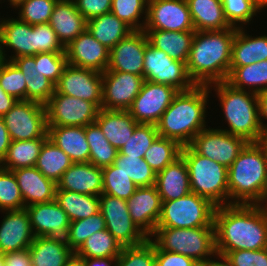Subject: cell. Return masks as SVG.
I'll use <instances>...</instances> for the list:
<instances>
[{"instance_id": "836d02e7", "label": "cell", "mask_w": 267, "mask_h": 266, "mask_svg": "<svg viewBox=\"0 0 267 266\" xmlns=\"http://www.w3.org/2000/svg\"><path fill=\"white\" fill-rule=\"evenodd\" d=\"M241 27L236 28L230 66H245L267 60V36H247Z\"/></svg>"}, {"instance_id": "f35d334b", "label": "cell", "mask_w": 267, "mask_h": 266, "mask_svg": "<svg viewBox=\"0 0 267 266\" xmlns=\"http://www.w3.org/2000/svg\"><path fill=\"white\" fill-rule=\"evenodd\" d=\"M72 164L69 156L47 138L41 147L35 167L57 184Z\"/></svg>"}, {"instance_id": "1f68e13d", "label": "cell", "mask_w": 267, "mask_h": 266, "mask_svg": "<svg viewBox=\"0 0 267 266\" xmlns=\"http://www.w3.org/2000/svg\"><path fill=\"white\" fill-rule=\"evenodd\" d=\"M31 263L35 266H64L74 251L66 240L35 237L29 247Z\"/></svg>"}, {"instance_id": "681fc988", "label": "cell", "mask_w": 267, "mask_h": 266, "mask_svg": "<svg viewBox=\"0 0 267 266\" xmlns=\"http://www.w3.org/2000/svg\"><path fill=\"white\" fill-rule=\"evenodd\" d=\"M0 85L17 100H26V82L23 73L12 62L0 58Z\"/></svg>"}, {"instance_id": "8992f818", "label": "cell", "mask_w": 267, "mask_h": 266, "mask_svg": "<svg viewBox=\"0 0 267 266\" xmlns=\"http://www.w3.org/2000/svg\"><path fill=\"white\" fill-rule=\"evenodd\" d=\"M191 192L205 197L216 206L231 204L228 191V168L198 154L190 145L182 146Z\"/></svg>"}, {"instance_id": "60d3db41", "label": "cell", "mask_w": 267, "mask_h": 266, "mask_svg": "<svg viewBox=\"0 0 267 266\" xmlns=\"http://www.w3.org/2000/svg\"><path fill=\"white\" fill-rule=\"evenodd\" d=\"M122 245L107 230L93 233L75 252L82 258L118 257Z\"/></svg>"}, {"instance_id": "cb8c5ba5", "label": "cell", "mask_w": 267, "mask_h": 266, "mask_svg": "<svg viewBox=\"0 0 267 266\" xmlns=\"http://www.w3.org/2000/svg\"><path fill=\"white\" fill-rule=\"evenodd\" d=\"M24 200L29 205L49 202L55 199L57 184L45 177L35 166L13 170Z\"/></svg>"}, {"instance_id": "f5cc1de1", "label": "cell", "mask_w": 267, "mask_h": 266, "mask_svg": "<svg viewBox=\"0 0 267 266\" xmlns=\"http://www.w3.org/2000/svg\"><path fill=\"white\" fill-rule=\"evenodd\" d=\"M221 2L225 18L234 28H237L238 22L249 23L258 10H261L254 0H221Z\"/></svg>"}, {"instance_id": "83f0119b", "label": "cell", "mask_w": 267, "mask_h": 266, "mask_svg": "<svg viewBox=\"0 0 267 266\" xmlns=\"http://www.w3.org/2000/svg\"><path fill=\"white\" fill-rule=\"evenodd\" d=\"M155 186L162 201L178 199L191 192L187 165L181 155L156 173Z\"/></svg>"}, {"instance_id": "7a4b0ae2", "label": "cell", "mask_w": 267, "mask_h": 266, "mask_svg": "<svg viewBox=\"0 0 267 266\" xmlns=\"http://www.w3.org/2000/svg\"><path fill=\"white\" fill-rule=\"evenodd\" d=\"M236 28L195 31L187 72L195 85L211 86L225 82L229 75L232 43Z\"/></svg>"}, {"instance_id": "11a10c76", "label": "cell", "mask_w": 267, "mask_h": 266, "mask_svg": "<svg viewBox=\"0 0 267 266\" xmlns=\"http://www.w3.org/2000/svg\"><path fill=\"white\" fill-rule=\"evenodd\" d=\"M66 52L40 53V69L42 74L56 84L67 65Z\"/></svg>"}, {"instance_id": "e0dca14e", "label": "cell", "mask_w": 267, "mask_h": 266, "mask_svg": "<svg viewBox=\"0 0 267 266\" xmlns=\"http://www.w3.org/2000/svg\"><path fill=\"white\" fill-rule=\"evenodd\" d=\"M55 92L102 105V73L67 64L55 84Z\"/></svg>"}, {"instance_id": "ac0fdd59", "label": "cell", "mask_w": 267, "mask_h": 266, "mask_svg": "<svg viewBox=\"0 0 267 266\" xmlns=\"http://www.w3.org/2000/svg\"><path fill=\"white\" fill-rule=\"evenodd\" d=\"M148 42L143 30L131 32L110 50L106 71L128 72L144 77L143 60Z\"/></svg>"}, {"instance_id": "e575fe53", "label": "cell", "mask_w": 267, "mask_h": 266, "mask_svg": "<svg viewBox=\"0 0 267 266\" xmlns=\"http://www.w3.org/2000/svg\"><path fill=\"white\" fill-rule=\"evenodd\" d=\"M87 29L95 39L109 50L133 32L127 24L111 12L89 19Z\"/></svg>"}, {"instance_id": "5bb4252c", "label": "cell", "mask_w": 267, "mask_h": 266, "mask_svg": "<svg viewBox=\"0 0 267 266\" xmlns=\"http://www.w3.org/2000/svg\"><path fill=\"white\" fill-rule=\"evenodd\" d=\"M178 92L170 85L145 80L128 111L138 124L156 125Z\"/></svg>"}, {"instance_id": "003e7915", "label": "cell", "mask_w": 267, "mask_h": 266, "mask_svg": "<svg viewBox=\"0 0 267 266\" xmlns=\"http://www.w3.org/2000/svg\"><path fill=\"white\" fill-rule=\"evenodd\" d=\"M64 266H85V260L74 252Z\"/></svg>"}, {"instance_id": "5b68a950", "label": "cell", "mask_w": 267, "mask_h": 266, "mask_svg": "<svg viewBox=\"0 0 267 266\" xmlns=\"http://www.w3.org/2000/svg\"><path fill=\"white\" fill-rule=\"evenodd\" d=\"M215 91L230 130L224 131L244 138L249 143L260 142L262 130L259 124L258 96L254 92L238 90L226 82H217Z\"/></svg>"}, {"instance_id": "03108f58", "label": "cell", "mask_w": 267, "mask_h": 266, "mask_svg": "<svg viewBox=\"0 0 267 266\" xmlns=\"http://www.w3.org/2000/svg\"><path fill=\"white\" fill-rule=\"evenodd\" d=\"M218 257L221 259L219 262L218 260L206 259L205 261L199 263V266H232L229 260L221 254H217ZM222 261V262H221Z\"/></svg>"}, {"instance_id": "4fadbf2b", "label": "cell", "mask_w": 267, "mask_h": 266, "mask_svg": "<svg viewBox=\"0 0 267 266\" xmlns=\"http://www.w3.org/2000/svg\"><path fill=\"white\" fill-rule=\"evenodd\" d=\"M248 143L223 129L205 128L196 134L189 145L198 154L229 168Z\"/></svg>"}, {"instance_id": "816d5d0a", "label": "cell", "mask_w": 267, "mask_h": 266, "mask_svg": "<svg viewBox=\"0 0 267 266\" xmlns=\"http://www.w3.org/2000/svg\"><path fill=\"white\" fill-rule=\"evenodd\" d=\"M58 0H24L19 7V20L30 25L48 24Z\"/></svg>"}, {"instance_id": "ab89813d", "label": "cell", "mask_w": 267, "mask_h": 266, "mask_svg": "<svg viewBox=\"0 0 267 266\" xmlns=\"http://www.w3.org/2000/svg\"><path fill=\"white\" fill-rule=\"evenodd\" d=\"M85 134L90 149L89 163L98 168L113 164L118 150L110 144L96 122L85 126Z\"/></svg>"}, {"instance_id": "3957f363", "label": "cell", "mask_w": 267, "mask_h": 266, "mask_svg": "<svg viewBox=\"0 0 267 266\" xmlns=\"http://www.w3.org/2000/svg\"><path fill=\"white\" fill-rule=\"evenodd\" d=\"M210 87L195 85L179 91L156 124L158 135L176 140L181 146L189 145L205 125V109Z\"/></svg>"}, {"instance_id": "7bdbcfd3", "label": "cell", "mask_w": 267, "mask_h": 266, "mask_svg": "<svg viewBox=\"0 0 267 266\" xmlns=\"http://www.w3.org/2000/svg\"><path fill=\"white\" fill-rule=\"evenodd\" d=\"M182 146L173 139L158 136L144 154L147 164L157 173L181 154Z\"/></svg>"}, {"instance_id": "680465c9", "label": "cell", "mask_w": 267, "mask_h": 266, "mask_svg": "<svg viewBox=\"0 0 267 266\" xmlns=\"http://www.w3.org/2000/svg\"><path fill=\"white\" fill-rule=\"evenodd\" d=\"M198 264L186 255L160 250L155 245V266H197Z\"/></svg>"}, {"instance_id": "603a6c76", "label": "cell", "mask_w": 267, "mask_h": 266, "mask_svg": "<svg viewBox=\"0 0 267 266\" xmlns=\"http://www.w3.org/2000/svg\"><path fill=\"white\" fill-rule=\"evenodd\" d=\"M4 46H9L16 53L10 56V61L21 56L36 55L35 25L32 26L19 19H2L0 21V58L6 60Z\"/></svg>"}, {"instance_id": "6da1fadb", "label": "cell", "mask_w": 267, "mask_h": 266, "mask_svg": "<svg viewBox=\"0 0 267 266\" xmlns=\"http://www.w3.org/2000/svg\"><path fill=\"white\" fill-rule=\"evenodd\" d=\"M216 251L267 248V207L258 204L217 206L214 213Z\"/></svg>"}, {"instance_id": "ba28073f", "label": "cell", "mask_w": 267, "mask_h": 266, "mask_svg": "<svg viewBox=\"0 0 267 266\" xmlns=\"http://www.w3.org/2000/svg\"><path fill=\"white\" fill-rule=\"evenodd\" d=\"M216 207L207 198L193 192L178 199L162 201L161 215L156 227H215Z\"/></svg>"}, {"instance_id": "2644e50d", "label": "cell", "mask_w": 267, "mask_h": 266, "mask_svg": "<svg viewBox=\"0 0 267 266\" xmlns=\"http://www.w3.org/2000/svg\"><path fill=\"white\" fill-rule=\"evenodd\" d=\"M10 1V5H13L14 8H16L20 3H22L24 0H8Z\"/></svg>"}, {"instance_id": "7dc6e473", "label": "cell", "mask_w": 267, "mask_h": 266, "mask_svg": "<svg viewBox=\"0 0 267 266\" xmlns=\"http://www.w3.org/2000/svg\"><path fill=\"white\" fill-rule=\"evenodd\" d=\"M147 5L148 0H112L110 12L127 24L133 31H142L145 22L139 24V18L141 17L140 15L145 13L146 19Z\"/></svg>"}, {"instance_id": "7402d4cb", "label": "cell", "mask_w": 267, "mask_h": 266, "mask_svg": "<svg viewBox=\"0 0 267 266\" xmlns=\"http://www.w3.org/2000/svg\"><path fill=\"white\" fill-rule=\"evenodd\" d=\"M6 212L0 225V252L4 254L29 248L35 236L28 211L24 208Z\"/></svg>"}, {"instance_id": "7c38bea8", "label": "cell", "mask_w": 267, "mask_h": 266, "mask_svg": "<svg viewBox=\"0 0 267 266\" xmlns=\"http://www.w3.org/2000/svg\"><path fill=\"white\" fill-rule=\"evenodd\" d=\"M99 200L106 229L123 247L136 246L148 239L133 222L126 200L108 194H101Z\"/></svg>"}, {"instance_id": "c3c4849f", "label": "cell", "mask_w": 267, "mask_h": 266, "mask_svg": "<svg viewBox=\"0 0 267 266\" xmlns=\"http://www.w3.org/2000/svg\"><path fill=\"white\" fill-rule=\"evenodd\" d=\"M115 266H155V244L151 238L136 246H124Z\"/></svg>"}, {"instance_id": "91938a15", "label": "cell", "mask_w": 267, "mask_h": 266, "mask_svg": "<svg viewBox=\"0 0 267 266\" xmlns=\"http://www.w3.org/2000/svg\"><path fill=\"white\" fill-rule=\"evenodd\" d=\"M4 266H29L31 257L29 248L3 254Z\"/></svg>"}, {"instance_id": "4dcf8cb0", "label": "cell", "mask_w": 267, "mask_h": 266, "mask_svg": "<svg viewBox=\"0 0 267 266\" xmlns=\"http://www.w3.org/2000/svg\"><path fill=\"white\" fill-rule=\"evenodd\" d=\"M149 43L155 48L164 51L170 58L186 63L195 35V30L166 31L143 30Z\"/></svg>"}, {"instance_id": "f907efd6", "label": "cell", "mask_w": 267, "mask_h": 266, "mask_svg": "<svg viewBox=\"0 0 267 266\" xmlns=\"http://www.w3.org/2000/svg\"><path fill=\"white\" fill-rule=\"evenodd\" d=\"M0 209L3 211L24 209V200L13 171L0 167Z\"/></svg>"}, {"instance_id": "d6986e66", "label": "cell", "mask_w": 267, "mask_h": 266, "mask_svg": "<svg viewBox=\"0 0 267 266\" xmlns=\"http://www.w3.org/2000/svg\"><path fill=\"white\" fill-rule=\"evenodd\" d=\"M29 213L35 237H51L66 240L70 219L56 200L25 207Z\"/></svg>"}, {"instance_id": "9c48e42d", "label": "cell", "mask_w": 267, "mask_h": 266, "mask_svg": "<svg viewBox=\"0 0 267 266\" xmlns=\"http://www.w3.org/2000/svg\"><path fill=\"white\" fill-rule=\"evenodd\" d=\"M143 71L144 80L167 84L178 91H187L195 86L188 75L186 63L170 58L149 42L145 48Z\"/></svg>"}, {"instance_id": "89a4df30", "label": "cell", "mask_w": 267, "mask_h": 266, "mask_svg": "<svg viewBox=\"0 0 267 266\" xmlns=\"http://www.w3.org/2000/svg\"><path fill=\"white\" fill-rule=\"evenodd\" d=\"M256 5L262 10L263 7L267 6V0H254Z\"/></svg>"}, {"instance_id": "f1b7e54d", "label": "cell", "mask_w": 267, "mask_h": 266, "mask_svg": "<svg viewBox=\"0 0 267 266\" xmlns=\"http://www.w3.org/2000/svg\"><path fill=\"white\" fill-rule=\"evenodd\" d=\"M48 138L63 150L73 163H88L90 149L83 126H47Z\"/></svg>"}, {"instance_id": "94428289", "label": "cell", "mask_w": 267, "mask_h": 266, "mask_svg": "<svg viewBox=\"0 0 267 266\" xmlns=\"http://www.w3.org/2000/svg\"><path fill=\"white\" fill-rule=\"evenodd\" d=\"M11 139L3 117H0V163L6 157Z\"/></svg>"}, {"instance_id": "bcb514c9", "label": "cell", "mask_w": 267, "mask_h": 266, "mask_svg": "<svg viewBox=\"0 0 267 266\" xmlns=\"http://www.w3.org/2000/svg\"><path fill=\"white\" fill-rule=\"evenodd\" d=\"M158 136L156 125L138 124L132 136H130L125 145L119 149V153L127 156L144 158L145 152Z\"/></svg>"}, {"instance_id": "8d00e7d4", "label": "cell", "mask_w": 267, "mask_h": 266, "mask_svg": "<svg viewBox=\"0 0 267 266\" xmlns=\"http://www.w3.org/2000/svg\"><path fill=\"white\" fill-rule=\"evenodd\" d=\"M55 200L70 221L82 220L100 211L99 196L56 189Z\"/></svg>"}, {"instance_id": "753ad0ef", "label": "cell", "mask_w": 267, "mask_h": 266, "mask_svg": "<svg viewBox=\"0 0 267 266\" xmlns=\"http://www.w3.org/2000/svg\"><path fill=\"white\" fill-rule=\"evenodd\" d=\"M264 201L267 203V187H266V190H265V194H264V198H263V203ZM267 207V204L265 205Z\"/></svg>"}, {"instance_id": "484cf974", "label": "cell", "mask_w": 267, "mask_h": 266, "mask_svg": "<svg viewBox=\"0 0 267 266\" xmlns=\"http://www.w3.org/2000/svg\"><path fill=\"white\" fill-rule=\"evenodd\" d=\"M23 73L26 82V100L45 105L55 92V84L42 74L40 53L11 60Z\"/></svg>"}, {"instance_id": "30bf717a", "label": "cell", "mask_w": 267, "mask_h": 266, "mask_svg": "<svg viewBox=\"0 0 267 266\" xmlns=\"http://www.w3.org/2000/svg\"><path fill=\"white\" fill-rule=\"evenodd\" d=\"M11 141L48 137L45 105L18 100L3 116Z\"/></svg>"}, {"instance_id": "f6af8a7d", "label": "cell", "mask_w": 267, "mask_h": 266, "mask_svg": "<svg viewBox=\"0 0 267 266\" xmlns=\"http://www.w3.org/2000/svg\"><path fill=\"white\" fill-rule=\"evenodd\" d=\"M106 229L102 213L78 221H71L68 229L67 245L76 252L93 233Z\"/></svg>"}, {"instance_id": "6125c7cd", "label": "cell", "mask_w": 267, "mask_h": 266, "mask_svg": "<svg viewBox=\"0 0 267 266\" xmlns=\"http://www.w3.org/2000/svg\"><path fill=\"white\" fill-rule=\"evenodd\" d=\"M18 100L7 94L0 85V117H3Z\"/></svg>"}, {"instance_id": "74e56055", "label": "cell", "mask_w": 267, "mask_h": 266, "mask_svg": "<svg viewBox=\"0 0 267 266\" xmlns=\"http://www.w3.org/2000/svg\"><path fill=\"white\" fill-rule=\"evenodd\" d=\"M47 138L11 141L6 157L0 163V167L13 171L19 168L35 166L41 147Z\"/></svg>"}, {"instance_id": "8fae6325", "label": "cell", "mask_w": 267, "mask_h": 266, "mask_svg": "<svg viewBox=\"0 0 267 266\" xmlns=\"http://www.w3.org/2000/svg\"><path fill=\"white\" fill-rule=\"evenodd\" d=\"M47 126H87L100 108L93 102L54 92L45 104Z\"/></svg>"}, {"instance_id": "44dd1931", "label": "cell", "mask_w": 267, "mask_h": 266, "mask_svg": "<svg viewBox=\"0 0 267 266\" xmlns=\"http://www.w3.org/2000/svg\"><path fill=\"white\" fill-rule=\"evenodd\" d=\"M133 222L148 237L154 233L162 210V200L156 186L138 187L127 200Z\"/></svg>"}, {"instance_id": "277c9868", "label": "cell", "mask_w": 267, "mask_h": 266, "mask_svg": "<svg viewBox=\"0 0 267 266\" xmlns=\"http://www.w3.org/2000/svg\"><path fill=\"white\" fill-rule=\"evenodd\" d=\"M266 187L267 153L259 142L248 143L228 168L231 204L262 205Z\"/></svg>"}, {"instance_id": "d590c367", "label": "cell", "mask_w": 267, "mask_h": 266, "mask_svg": "<svg viewBox=\"0 0 267 266\" xmlns=\"http://www.w3.org/2000/svg\"><path fill=\"white\" fill-rule=\"evenodd\" d=\"M225 82L238 90H245L244 86H249L248 89L253 87L250 91L256 94L266 91L267 60L245 66H230L229 75Z\"/></svg>"}, {"instance_id": "a7ac6f4b", "label": "cell", "mask_w": 267, "mask_h": 266, "mask_svg": "<svg viewBox=\"0 0 267 266\" xmlns=\"http://www.w3.org/2000/svg\"><path fill=\"white\" fill-rule=\"evenodd\" d=\"M259 143L264 147L267 153V130L262 131V136Z\"/></svg>"}, {"instance_id": "9f6ffc18", "label": "cell", "mask_w": 267, "mask_h": 266, "mask_svg": "<svg viewBox=\"0 0 267 266\" xmlns=\"http://www.w3.org/2000/svg\"><path fill=\"white\" fill-rule=\"evenodd\" d=\"M36 54L43 52H65L57 34L49 24L35 25Z\"/></svg>"}, {"instance_id": "be15d7a7", "label": "cell", "mask_w": 267, "mask_h": 266, "mask_svg": "<svg viewBox=\"0 0 267 266\" xmlns=\"http://www.w3.org/2000/svg\"><path fill=\"white\" fill-rule=\"evenodd\" d=\"M258 96V112H259V124L261 130H267V125L263 124L261 118L267 119V90L257 94Z\"/></svg>"}, {"instance_id": "8c879c8a", "label": "cell", "mask_w": 267, "mask_h": 266, "mask_svg": "<svg viewBox=\"0 0 267 266\" xmlns=\"http://www.w3.org/2000/svg\"><path fill=\"white\" fill-rule=\"evenodd\" d=\"M0 266H4L3 254L0 252Z\"/></svg>"}, {"instance_id": "b9f144b4", "label": "cell", "mask_w": 267, "mask_h": 266, "mask_svg": "<svg viewBox=\"0 0 267 266\" xmlns=\"http://www.w3.org/2000/svg\"><path fill=\"white\" fill-rule=\"evenodd\" d=\"M113 165L129 176L138 187H150L156 183V172L144 158L127 156L118 152Z\"/></svg>"}, {"instance_id": "d6a6232c", "label": "cell", "mask_w": 267, "mask_h": 266, "mask_svg": "<svg viewBox=\"0 0 267 266\" xmlns=\"http://www.w3.org/2000/svg\"><path fill=\"white\" fill-rule=\"evenodd\" d=\"M195 31L229 29L221 0H186Z\"/></svg>"}, {"instance_id": "9a60e30c", "label": "cell", "mask_w": 267, "mask_h": 266, "mask_svg": "<svg viewBox=\"0 0 267 266\" xmlns=\"http://www.w3.org/2000/svg\"><path fill=\"white\" fill-rule=\"evenodd\" d=\"M144 77L119 71L102 73V109L128 110L144 83Z\"/></svg>"}, {"instance_id": "e7e4bbea", "label": "cell", "mask_w": 267, "mask_h": 266, "mask_svg": "<svg viewBox=\"0 0 267 266\" xmlns=\"http://www.w3.org/2000/svg\"><path fill=\"white\" fill-rule=\"evenodd\" d=\"M117 257H96V258H84L85 266H111L115 265Z\"/></svg>"}, {"instance_id": "2e32d148", "label": "cell", "mask_w": 267, "mask_h": 266, "mask_svg": "<svg viewBox=\"0 0 267 266\" xmlns=\"http://www.w3.org/2000/svg\"><path fill=\"white\" fill-rule=\"evenodd\" d=\"M143 30H195L186 0H148Z\"/></svg>"}, {"instance_id": "f546056e", "label": "cell", "mask_w": 267, "mask_h": 266, "mask_svg": "<svg viewBox=\"0 0 267 266\" xmlns=\"http://www.w3.org/2000/svg\"><path fill=\"white\" fill-rule=\"evenodd\" d=\"M95 122L99 125L106 139L118 151L126 141L138 123L130 115L128 110L100 109Z\"/></svg>"}, {"instance_id": "6f0895ef", "label": "cell", "mask_w": 267, "mask_h": 266, "mask_svg": "<svg viewBox=\"0 0 267 266\" xmlns=\"http://www.w3.org/2000/svg\"><path fill=\"white\" fill-rule=\"evenodd\" d=\"M77 10L88 21L89 19L109 13L112 0H73Z\"/></svg>"}, {"instance_id": "db71d44e", "label": "cell", "mask_w": 267, "mask_h": 266, "mask_svg": "<svg viewBox=\"0 0 267 266\" xmlns=\"http://www.w3.org/2000/svg\"><path fill=\"white\" fill-rule=\"evenodd\" d=\"M216 252L224 255L232 266H267V248Z\"/></svg>"}, {"instance_id": "52a82bcc", "label": "cell", "mask_w": 267, "mask_h": 266, "mask_svg": "<svg viewBox=\"0 0 267 266\" xmlns=\"http://www.w3.org/2000/svg\"><path fill=\"white\" fill-rule=\"evenodd\" d=\"M152 236H156L152 242L160 250L186 255L198 263L217 256L215 227H156Z\"/></svg>"}, {"instance_id": "ee69618b", "label": "cell", "mask_w": 267, "mask_h": 266, "mask_svg": "<svg viewBox=\"0 0 267 266\" xmlns=\"http://www.w3.org/2000/svg\"><path fill=\"white\" fill-rule=\"evenodd\" d=\"M102 173V194H108L127 201L138 188V186L132 181V179H130L129 176L124 174L113 164L102 168Z\"/></svg>"}, {"instance_id": "4316f807", "label": "cell", "mask_w": 267, "mask_h": 266, "mask_svg": "<svg viewBox=\"0 0 267 266\" xmlns=\"http://www.w3.org/2000/svg\"><path fill=\"white\" fill-rule=\"evenodd\" d=\"M48 24L64 47L87 28V20L77 10L73 0H58Z\"/></svg>"}, {"instance_id": "ffe728a7", "label": "cell", "mask_w": 267, "mask_h": 266, "mask_svg": "<svg viewBox=\"0 0 267 266\" xmlns=\"http://www.w3.org/2000/svg\"><path fill=\"white\" fill-rule=\"evenodd\" d=\"M67 63L103 73L109 65L110 50L95 39L86 28L65 47Z\"/></svg>"}, {"instance_id": "d4e9b609", "label": "cell", "mask_w": 267, "mask_h": 266, "mask_svg": "<svg viewBox=\"0 0 267 266\" xmlns=\"http://www.w3.org/2000/svg\"><path fill=\"white\" fill-rule=\"evenodd\" d=\"M57 189L100 196L103 191L102 168L92 163H73L57 183Z\"/></svg>"}]
</instances>
